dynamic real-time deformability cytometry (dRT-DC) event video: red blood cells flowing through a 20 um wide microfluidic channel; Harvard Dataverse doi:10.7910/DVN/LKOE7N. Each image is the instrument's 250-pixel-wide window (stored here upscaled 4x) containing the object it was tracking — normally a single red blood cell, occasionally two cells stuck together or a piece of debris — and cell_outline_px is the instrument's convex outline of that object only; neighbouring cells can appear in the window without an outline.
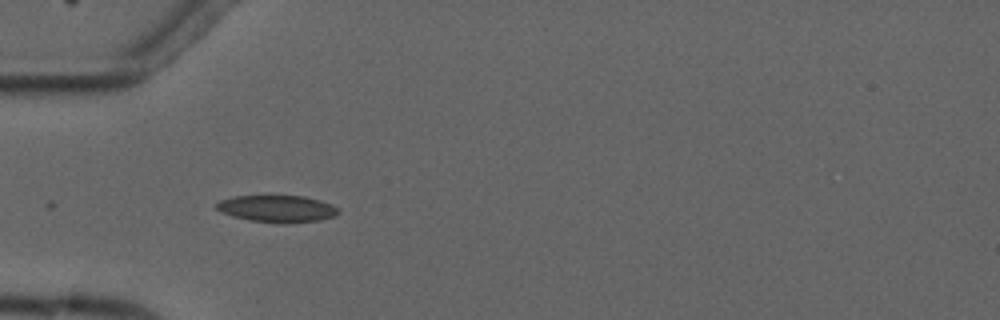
{"species": "common noctule bat (a hibernating species)", "species_latin": "Nyctalus noctula", "temperature_condition": "cold", "stored_images_in_passage": 8, "camera_frame_rate_fps": 3000, "um_per_image_px": 0.085, "animal": {"sex": "male", "forearm_length_mm": 52.5}, "frame": {"image": 1, "passage_image": 4, "time_ms": 3.667, "image_size_px": [1000, 320], "cell_outline_px": [[340, 212], [336, 216], [320, 220], [252, 220], [220, 212], [216, 208], [216, 204], [220, 200], [236, 196], [304, 196], [320, 200], [332, 204]], "centroid_in_image_um": [23.57, 17.68], "position_along_channel_um": 61.4, "area_um2": 18.03}}
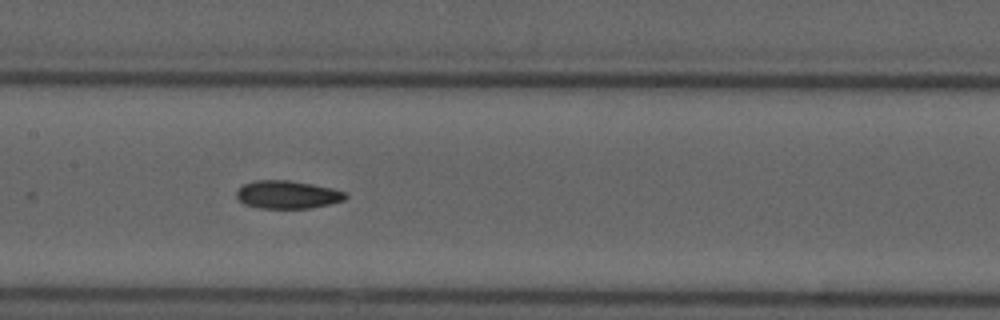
{"frame": {"image": 2, "passage_image": 7, "time_ms": 7.0, "image_size_px": [1000, 320], "cell_outline_px": [[348, 196], [344, 200], [328, 204], [308, 208], [260, 208], [244, 204], [236, 196], [236, 192], [244, 184], [252, 180], [288, 180], [312, 184], [332, 188], [344, 192]], "centroid_in_image_um": [24.41, 16.53], "position_along_channel_um": 183.0, "area_um2": 17.63}}
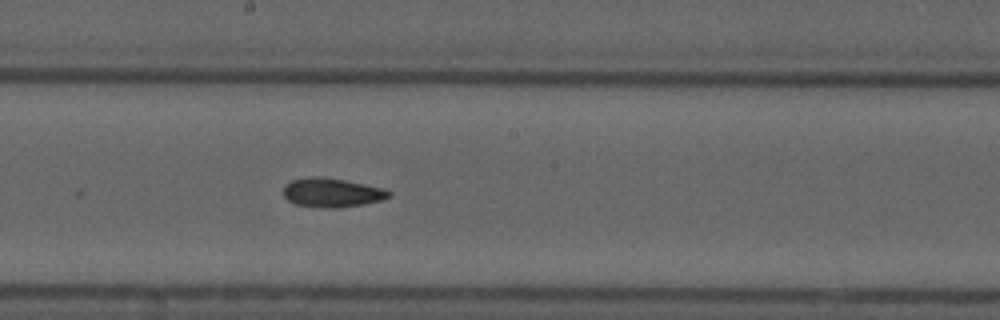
{"frame": {"image": 3, "passage_image": 8, "time_ms": 8.0, "image_size_px": [1000, 320], "cell_outline_px": [[392, 192], [384, 200], [364, 204], [340, 208], [324, 208], [296, 204], [288, 200], [284, 196], [284, 184], [292, 180], [316, 176], [344, 180], [384, 188]], "centroid_in_image_um": [28.23, 16.38], "position_along_channel_um": 220.0, "area_um2": 17.8}}